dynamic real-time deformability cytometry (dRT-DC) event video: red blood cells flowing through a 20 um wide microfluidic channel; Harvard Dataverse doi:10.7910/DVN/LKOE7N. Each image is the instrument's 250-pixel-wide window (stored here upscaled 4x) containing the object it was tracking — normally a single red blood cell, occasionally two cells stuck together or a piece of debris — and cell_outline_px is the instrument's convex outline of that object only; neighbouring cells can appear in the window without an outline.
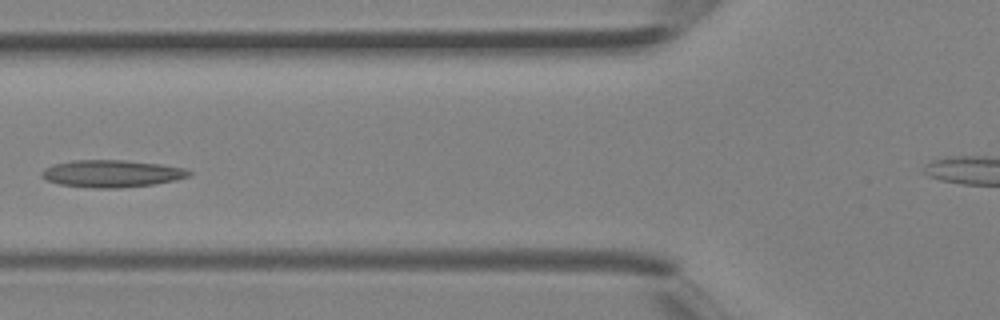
{"species": "Egyptian fruit bat (a non-hibernating species)", "species_latin": "Rousettus aegyptiacus", "temperature_condition": "room temperature", "stored_images_in_passage": 4, "camera_frame_rate_fps": 3000, "um_per_image_px": 0.085, "animal": {"sex": "female"}, "frame": {"image": 1, "passage_image": 4, "time_ms": 1.0, "image_size_px": [1000, 320], "cell_outline_px": [[192, 172], [188, 176], [176, 180], [152, 184], [120, 188], [92, 188], [60, 184], [48, 180], [40, 176], [40, 172], [44, 168], [52, 164], [72, 160], [124, 160], [160, 164], [184, 168]], "centroid_in_image_um": [9.45, 14.75], "position_along_channel_um": 116.3, "area_um2": 23.35}}